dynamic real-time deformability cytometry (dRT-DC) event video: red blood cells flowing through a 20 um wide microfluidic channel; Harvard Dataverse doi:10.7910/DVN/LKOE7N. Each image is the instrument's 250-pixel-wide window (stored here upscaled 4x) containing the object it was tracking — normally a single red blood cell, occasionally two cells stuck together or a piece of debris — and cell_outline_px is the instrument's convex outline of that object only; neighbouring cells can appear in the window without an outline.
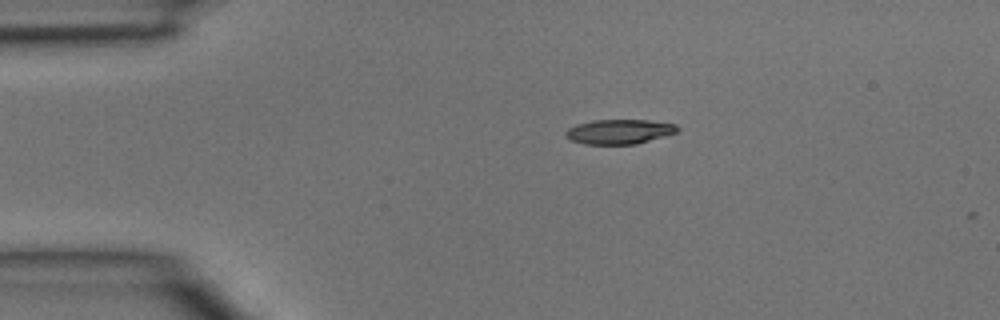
{"species": "common noctule bat (a hibernating species)", "species_latin": "Nyctalus noctula", "temperature_condition": "room temperature", "stored_images_in_passage": 5, "segment_of_instrument_passage": [1, 2], "camera_frame_rate_fps": 3000, "um_per_image_px": 0.085, "animal": {"sex": "male", "body_mass_g": 15.6}, "frame": {"image": 1, "passage_image": 3, "time_ms": 0.667, "image_size_px": [1000, 320], "cell_outline_px": [[680, 128], [676, 132], [636, 144], [584, 144], [572, 140], [564, 136], [564, 132], [568, 128], [576, 124], [592, 120], [648, 120], [676, 124]], "centroid_in_image_um": [52.6, 11.18], "position_along_channel_um": 32.4, "area_um2": 16.01}}